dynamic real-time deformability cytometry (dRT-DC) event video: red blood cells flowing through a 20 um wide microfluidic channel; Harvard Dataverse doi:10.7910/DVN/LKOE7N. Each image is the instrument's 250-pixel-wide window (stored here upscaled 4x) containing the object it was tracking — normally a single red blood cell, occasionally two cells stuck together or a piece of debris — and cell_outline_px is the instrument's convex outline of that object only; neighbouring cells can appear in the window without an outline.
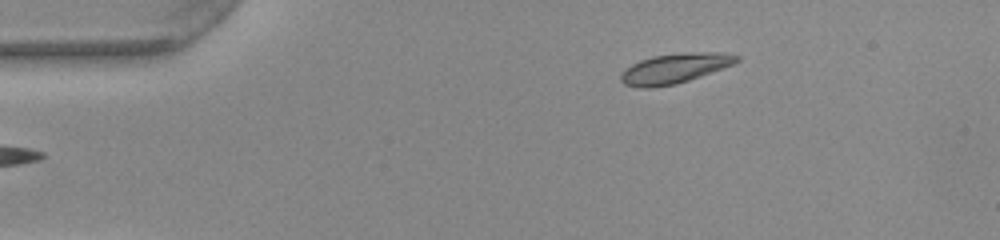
{"species": "common noctule bat (a hibernating species)", "species_latin": "Nyctalus noctula", "temperature_condition": "warm", "stored_images_in_passage": 44, "camera_frame_rate_fps": 3000, "um_per_image_px": 0.085, "animal": {"sex": "female", "body_mass_g": 22.0, "forearm_length_mm": 56.7}, "frame": {"image": 1, "passage_image": 1, "time_ms": 0.0, "image_size_px": [1000, 240], "cell_outline_px": [[740, 60], [732, 64], [700, 76], [676, 84], [648, 88], [640, 88], [624, 84], [620, 80], [620, 72], [624, 68], [640, 60], [652, 56], [688, 52], [724, 52], [740, 56]], "centroid_in_image_um": [57.31, 5.81], "position_along_channel_um": 27.7, "area_um2": 20.17}}
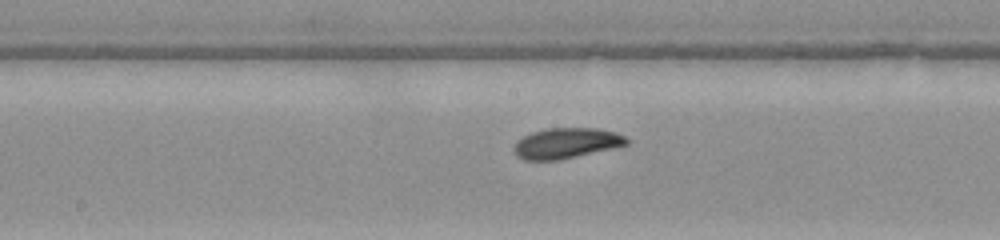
{"frame": {"image": 2, "passage_image": 19, "time_ms": 6.0, "image_size_px": [1000, 240], "cell_outline_px": [[628, 144], [612, 148], [560, 160], [524, 160], [516, 156], [512, 148], [516, 140], [532, 132], [548, 128], [596, 128], [616, 132], [624, 136], [628, 140]], "centroid_in_image_um": [48.09, 12.17], "position_along_channel_um": 200.1, "area_um2": 20.06}}
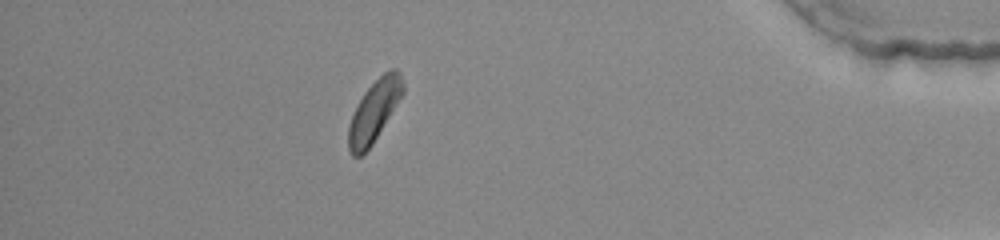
{"frame": {"image": 3, "passage_image": 38, "time_ms": 12.333, "image_size_px": [1000, 240], "cell_outline_px": [[404, 92], [372, 144], [360, 156], [352, 156], [348, 148], [348, 128], [356, 104], [364, 92], [384, 72], [392, 68], [396, 68], [400, 72], [404, 80]], "centroid_in_image_um": [31.81, 9.4], "position_along_channel_um": 403.4, "area_um2": 19.25}, "authors_computed_cell_mechanics": {"area_um2": 19.7965, "velocity_mm_per_s": 3.9288, "shape_relaxation_time_tau1_ms": 2.8867, "shape_relaxation_time_tau2_ms": null, "deformation_change_tau1": 0.1008, "deformation_change_tau2": null}}